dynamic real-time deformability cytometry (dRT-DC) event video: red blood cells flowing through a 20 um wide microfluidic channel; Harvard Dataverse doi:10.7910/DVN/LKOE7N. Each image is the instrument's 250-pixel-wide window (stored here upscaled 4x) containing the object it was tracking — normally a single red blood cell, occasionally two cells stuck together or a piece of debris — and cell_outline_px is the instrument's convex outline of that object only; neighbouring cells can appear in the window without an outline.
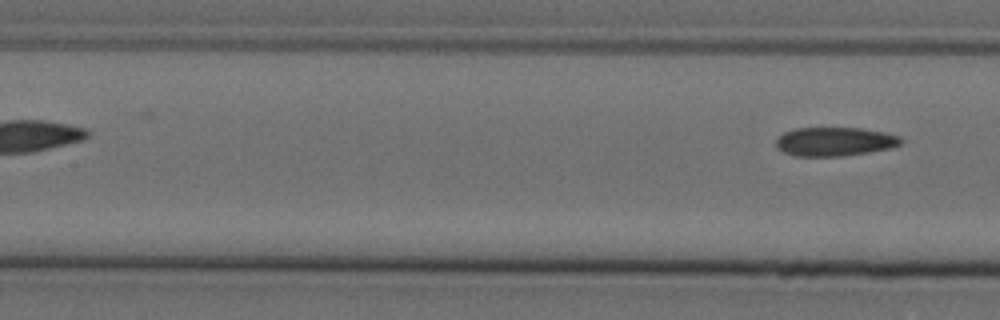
{"species": "Egyptian fruit bat (a non-hibernating species)", "species_latin": "Rousettus aegyptiacus", "temperature_condition": "cold", "stored_images_in_passage": 7, "segment_of_instrument_passage": [2, 2], "camera_frame_rate_fps": 3000, "um_per_image_px": 0.085, "animal": {"sex": "female"}, "frame": {"image": 1, "passage_image": 7, "time_ms": 2.0, "image_size_px": [1000, 320], "cell_outline_px": [[904, 140], [900, 144], [892, 148], [844, 156], [796, 156], [784, 152], [776, 148], [776, 140], [784, 132], [796, 128], [860, 128], [884, 132], [900, 136]], "centroid_in_image_um": [70.97, 12.04], "position_along_channel_um": 136.4, "area_um2": 21.04}}